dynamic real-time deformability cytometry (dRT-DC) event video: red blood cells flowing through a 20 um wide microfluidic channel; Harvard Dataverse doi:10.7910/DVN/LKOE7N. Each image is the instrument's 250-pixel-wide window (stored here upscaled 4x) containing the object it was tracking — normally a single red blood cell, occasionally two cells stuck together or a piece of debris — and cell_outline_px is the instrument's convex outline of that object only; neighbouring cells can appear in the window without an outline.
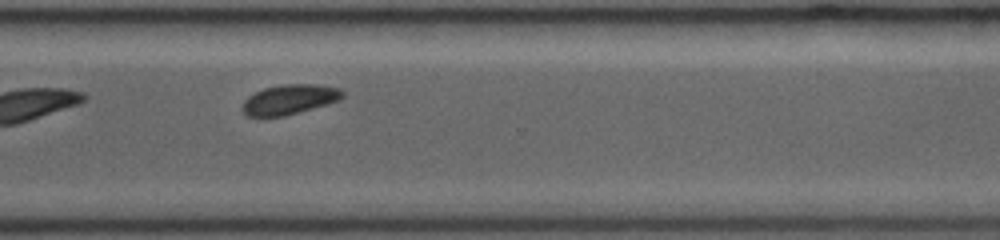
{"species": "common noctule bat (a hibernating species)", "species_latin": "Nyctalus noctula", "temperature_condition": "room temperature", "stored_images_in_passage": 17, "camera_frame_rate_fps": 3000, "um_per_image_px": 0.085, "animal": {"sex": "female", "body_mass_g": 19.0, "forearm_length_mm": 53.3}, "frame": {"image": 1, "passage_image": 15, "time_ms": 6.333, "image_size_px": [1000, 240], "cell_outline_px": [[344, 96], [340, 100], [284, 116], [248, 116], [244, 112], [244, 100], [248, 96], [264, 88], [280, 84], [316, 84], [340, 88], [344, 92]], "centroid_in_image_um": [24.64, 8.43], "position_along_channel_um": 346.0, "area_um2": 17.22}}